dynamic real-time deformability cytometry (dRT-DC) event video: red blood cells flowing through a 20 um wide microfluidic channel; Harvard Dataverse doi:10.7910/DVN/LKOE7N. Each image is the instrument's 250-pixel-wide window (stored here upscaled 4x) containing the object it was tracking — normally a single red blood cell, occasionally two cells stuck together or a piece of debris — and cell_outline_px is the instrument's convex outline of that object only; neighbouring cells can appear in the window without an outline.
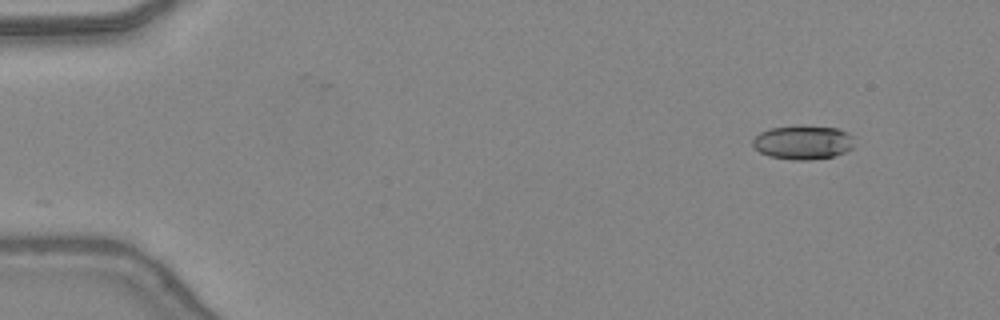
{"species": "common noctule bat (a hibernating species)", "species_latin": "Nyctalus noctula", "temperature_condition": "warm", "stored_images_in_passage": 43, "camera_frame_rate_fps": 3000, "um_per_image_px": 0.085, "animal": {"sex": "female", "body_mass_g": 24.6, "forearm_length_mm": 56.2}, "frame": {"image": 1, "passage_image": 1, "time_ms": 0.0, "image_size_px": [1000, 320], "cell_outline_px": [[852, 148], [844, 152], [832, 156], [808, 160], [792, 160], [768, 156], [760, 152], [752, 144], [752, 140], [760, 132], [768, 128], [836, 128], [848, 132], [852, 136]], "centroid_in_image_um": [68.22, 12.14], "position_along_channel_um": 16.8, "area_um2": 19.36}}
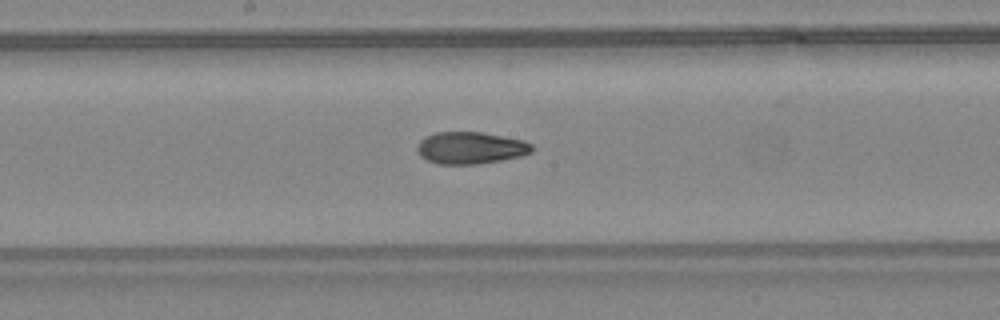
{"frame": {"image": 2, "passage_image": 22, "time_ms": 7.0, "image_size_px": [1000, 320], "cell_outline_px": [[536, 148], [532, 152], [520, 156], [500, 160], [476, 164], [436, 164], [420, 156], [416, 148], [420, 140], [424, 136], [436, 132], [480, 132], [524, 140], [532, 144]], "centroid_in_image_um": [39.99, 12.56], "position_along_channel_um": 208.2, "area_um2": 21.5}}
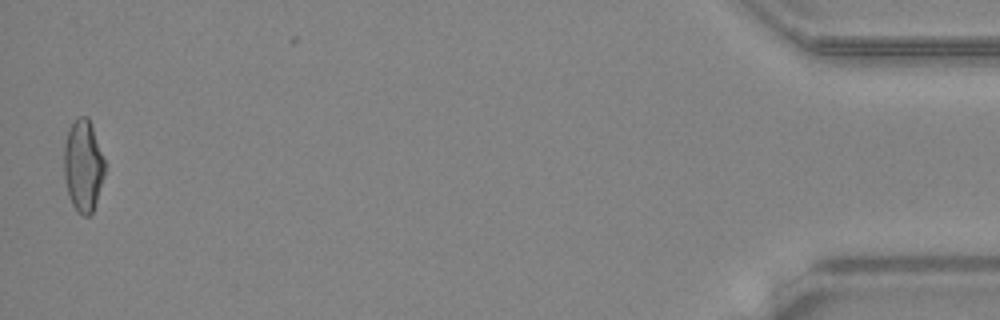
{"frame": {"image": 3, "passage_image": 43, "time_ms": 14.0, "image_size_px": [1000, 320], "cell_outline_px": [[104, 176], [92, 212], [88, 216], [84, 216], [76, 212], [68, 196], [64, 176], [64, 144], [68, 128], [80, 116], [88, 116], [104, 160]], "centroid_in_image_um": [7.04, 14.1], "position_along_channel_um": 428.2, "area_um2": 21.62}, "authors_computed_cell_mechanics": {"area_um2": 21.5016, "velocity_mm_per_s": 4.4446, "shape_relaxation_time_tau1_ms": 10.289, "shape_relaxation_time_tau2_ms": 2.1256, "deformation_change_tau1": 0.2964, "deformation_change_tau2": 0.0883}}